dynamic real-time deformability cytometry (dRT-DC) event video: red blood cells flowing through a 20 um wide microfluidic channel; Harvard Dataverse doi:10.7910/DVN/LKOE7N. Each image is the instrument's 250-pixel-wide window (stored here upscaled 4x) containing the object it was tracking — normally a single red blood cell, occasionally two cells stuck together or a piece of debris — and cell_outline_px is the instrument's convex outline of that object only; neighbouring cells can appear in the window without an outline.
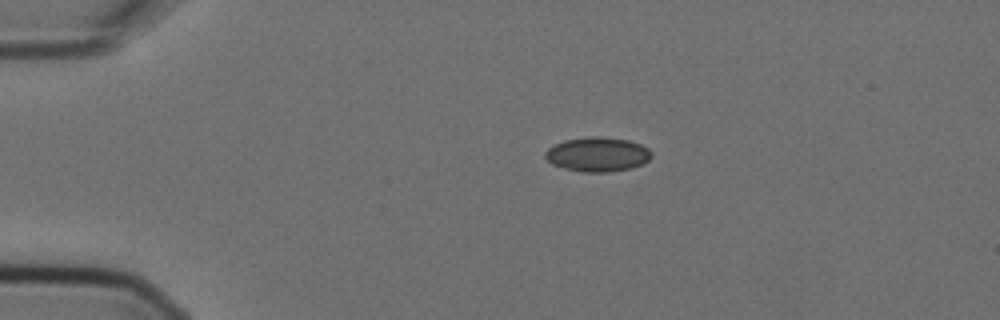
{"species": "Egyptian fruit bat (a non-hibernating species)", "species_latin": "Rousettus aegyptiacus", "temperature_condition": "cold", "stored_images_in_passage": 2, "camera_frame_rate_fps": 3000, "um_per_image_px": 0.085, "animal": {"sex": "female"}, "frame": {"image": 1, "passage_image": 1, "time_ms": 0.0, "image_size_px": [1000, 320], "cell_outline_px": [[652, 156], [644, 164], [632, 168], [608, 172], [580, 172], [564, 168], [552, 164], [544, 156], [544, 152], [548, 148], [564, 140], [588, 136], [600, 136], [628, 140], [640, 144], [648, 148], [652, 152]], "centroid_in_image_um": [50.8, 13.12], "position_along_channel_um": 34.2, "area_um2": 21.5}}